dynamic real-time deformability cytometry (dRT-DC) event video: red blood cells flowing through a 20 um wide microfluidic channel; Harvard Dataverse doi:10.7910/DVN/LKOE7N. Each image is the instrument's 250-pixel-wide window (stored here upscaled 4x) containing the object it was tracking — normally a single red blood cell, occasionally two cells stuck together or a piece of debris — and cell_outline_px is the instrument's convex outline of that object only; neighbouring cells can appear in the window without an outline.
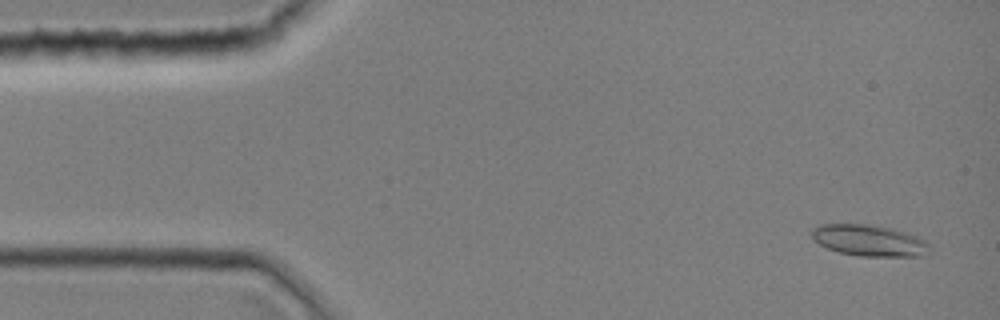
{"species": "common noctule bat (a hibernating species)", "species_latin": "Nyctalus noctula", "temperature_condition": "room temperature", "stored_images_in_passage": 4, "camera_frame_rate_fps": 3000, "um_per_image_px": 0.085, "animal": {"sex": "female", "body_mass_g": 19.0, "forearm_length_mm": 51.5}, "frame": {"image": 1, "passage_image": 2, "time_ms": 0.333, "image_size_px": [1000, 320], "cell_outline_px": [[932, 252], [920, 256], [860, 256], [840, 252], [828, 248], [812, 240], [812, 228], [820, 224], [868, 224], [892, 228], [908, 232], [924, 240], [928, 244]], "centroid_in_image_um": [73.9, 20.43], "position_along_channel_um": 11.1, "area_um2": 21.62}}